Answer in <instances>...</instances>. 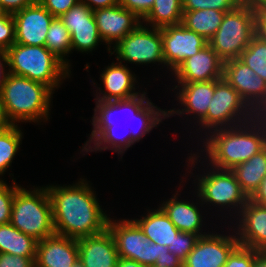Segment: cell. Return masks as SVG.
Returning <instances> with one entry per match:
<instances>
[{
  "mask_svg": "<svg viewBox=\"0 0 266 267\" xmlns=\"http://www.w3.org/2000/svg\"><path fill=\"white\" fill-rule=\"evenodd\" d=\"M88 182L80 178L72 185H46L56 234L79 239L108 228L110 215L100 206L96 191Z\"/></svg>",
  "mask_w": 266,
  "mask_h": 267,
  "instance_id": "obj_1",
  "label": "cell"
},
{
  "mask_svg": "<svg viewBox=\"0 0 266 267\" xmlns=\"http://www.w3.org/2000/svg\"><path fill=\"white\" fill-rule=\"evenodd\" d=\"M200 134L202 138L197 142H203L199 150L203 155L199 151L190 153L185 162L188 170L190 167L194 170L202 159L217 169L232 170L266 147V120L263 116H255L240 125L213 130L207 136Z\"/></svg>",
  "mask_w": 266,
  "mask_h": 267,
  "instance_id": "obj_2",
  "label": "cell"
},
{
  "mask_svg": "<svg viewBox=\"0 0 266 267\" xmlns=\"http://www.w3.org/2000/svg\"><path fill=\"white\" fill-rule=\"evenodd\" d=\"M54 92L45 84L10 73L0 95L13 125L48 121Z\"/></svg>",
  "mask_w": 266,
  "mask_h": 267,
  "instance_id": "obj_3",
  "label": "cell"
},
{
  "mask_svg": "<svg viewBox=\"0 0 266 267\" xmlns=\"http://www.w3.org/2000/svg\"><path fill=\"white\" fill-rule=\"evenodd\" d=\"M6 55L10 73L41 82L53 92L72 75L71 69L46 46L14 43L6 50Z\"/></svg>",
  "mask_w": 266,
  "mask_h": 267,
  "instance_id": "obj_4",
  "label": "cell"
},
{
  "mask_svg": "<svg viewBox=\"0 0 266 267\" xmlns=\"http://www.w3.org/2000/svg\"><path fill=\"white\" fill-rule=\"evenodd\" d=\"M33 188L27 190L20 186L16 190L10 223L41 241L55 233L52 204L46 186Z\"/></svg>",
  "mask_w": 266,
  "mask_h": 267,
  "instance_id": "obj_5",
  "label": "cell"
},
{
  "mask_svg": "<svg viewBox=\"0 0 266 267\" xmlns=\"http://www.w3.org/2000/svg\"><path fill=\"white\" fill-rule=\"evenodd\" d=\"M205 166L207 167L203 171L204 173L196 175L195 180H193L196 187V193L193 195L200 198L201 203L206 204L205 206L212 205L213 207L216 206L215 209L219 208L216 211L220 210L221 212V210L229 209L230 220L233 222L231 217L234 219L239 215L249 197L242 190L231 170L217 169L208 163Z\"/></svg>",
  "mask_w": 266,
  "mask_h": 267,
  "instance_id": "obj_6",
  "label": "cell"
},
{
  "mask_svg": "<svg viewBox=\"0 0 266 267\" xmlns=\"http://www.w3.org/2000/svg\"><path fill=\"white\" fill-rule=\"evenodd\" d=\"M256 113L241 98L224 77L216 80L215 91L206 117L198 124L207 136L211 131L229 128L252 120Z\"/></svg>",
  "mask_w": 266,
  "mask_h": 267,
  "instance_id": "obj_7",
  "label": "cell"
},
{
  "mask_svg": "<svg viewBox=\"0 0 266 267\" xmlns=\"http://www.w3.org/2000/svg\"><path fill=\"white\" fill-rule=\"evenodd\" d=\"M255 10L238 6L225 13L208 44L223 62L239 58L255 36Z\"/></svg>",
  "mask_w": 266,
  "mask_h": 267,
  "instance_id": "obj_8",
  "label": "cell"
},
{
  "mask_svg": "<svg viewBox=\"0 0 266 267\" xmlns=\"http://www.w3.org/2000/svg\"><path fill=\"white\" fill-rule=\"evenodd\" d=\"M112 219V220H111ZM108 229L113 235L119 258L134 260L153 267L156 259L169 252L168 247L151 242L131 219L109 218Z\"/></svg>",
  "mask_w": 266,
  "mask_h": 267,
  "instance_id": "obj_9",
  "label": "cell"
},
{
  "mask_svg": "<svg viewBox=\"0 0 266 267\" xmlns=\"http://www.w3.org/2000/svg\"><path fill=\"white\" fill-rule=\"evenodd\" d=\"M110 50L109 54L116 55V60L122 64L148 65L157 62L165 67L161 28L143 25V22Z\"/></svg>",
  "mask_w": 266,
  "mask_h": 267,
  "instance_id": "obj_10",
  "label": "cell"
},
{
  "mask_svg": "<svg viewBox=\"0 0 266 267\" xmlns=\"http://www.w3.org/2000/svg\"><path fill=\"white\" fill-rule=\"evenodd\" d=\"M224 79L234 87L256 116L266 114V82L238 58L224 62Z\"/></svg>",
  "mask_w": 266,
  "mask_h": 267,
  "instance_id": "obj_11",
  "label": "cell"
},
{
  "mask_svg": "<svg viewBox=\"0 0 266 267\" xmlns=\"http://www.w3.org/2000/svg\"><path fill=\"white\" fill-rule=\"evenodd\" d=\"M147 91L126 100L95 101L94 115L92 116V131L84 143L82 151L107 127L114 124L127 126L131 120L149 101ZM128 119V120H127Z\"/></svg>",
  "mask_w": 266,
  "mask_h": 267,
  "instance_id": "obj_12",
  "label": "cell"
},
{
  "mask_svg": "<svg viewBox=\"0 0 266 267\" xmlns=\"http://www.w3.org/2000/svg\"><path fill=\"white\" fill-rule=\"evenodd\" d=\"M163 57L171 74L187 59L208 45V41L184 25H168L161 28Z\"/></svg>",
  "mask_w": 266,
  "mask_h": 267,
  "instance_id": "obj_13",
  "label": "cell"
},
{
  "mask_svg": "<svg viewBox=\"0 0 266 267\" xmlns=\"http://www.w3.org/2000/svg\"><path fill=\"white\" fill-rule=\"evenodd\" d=\"M232 231V235L210 232L199 237L183 261V267H223L228 256L239 245L234 229Z\"/></svg>",
  "mask_w": 266,
  "mask_h": 267,
  "instance_id": "obj_14",
  "label": "cell"
},
{
  "mask_svg": "<svg viewBox=\"0 0 266 267\" xmlns=\"http://www.w3.org/2000/svg\"><path fill=\"white\" fill-rule=\"evenodd\" d=\"M59 18L71 34V53H92L103 42L93 11L86 4L79 2Z\"/></svg>",
  "mask_w": 266,
  "mask_h": 267,
  "instance_id": "obj_15",
  "label": "cell"
},
{
  "mask_svg": "<svg viewBox=\"0 0 266 267\" xmlns=\"http://www.w3.org/2000/svg\"><path fill=\"white\" fill-rule=\"evenodd\" d=\"M216 80L201 81L192 83H178L173 85V90H177L175 96L179 101L181 109H169L167 110V119L169 117L184 116L187 119L192 118L195 120L194 124H198L206 117L209 103L212 100L215 91ZM179 90V91H178ZM176 114V115H175ZM186 114V116H185ZM197 118V119H196Z\"/></svg>",
  "mask_w": 266,
  "mask_h": 267,
  "instance_id": "obj_16",
  "label": "cell"
},
{
  "mask_svg": "<svg viewBox=\"0 0 266 267\" xmlns=\"http://www.w3.org/2000/svg\"><path fill=\"white\" fill-rule=\"evenodd\" d=\"M15 43L29 46H45L49 26L55 18L38 0L13 14Z\"/></svg>",
  "mask_w": 266,
  "mask_h": 267,
  "instance_id": "obj_17",
  "label": "cell"
},
{
  "mask_svg": "<svg viewBox=\"0 0 266 267\" xmlns=\"http://www.w3.org/2000/svg\"><path fill=\"white\" fill-rule=\"evenodd\" d=\"M93 14L99 35L107 45L108 53L112 47L142 23L134 12L125 9L120 3L113 7L94 10Z\"/></svg>",
  "mask_w": 266,
  "mask_h": 267,
  "instance_id": "obj_18",
  "label": "cell"
},
{
  "mask_svg": "<svg viewBox=\"0 0 266 267\" xmlns=\"http://www.w3.org/2000/svg\"><path fill=\"white\" fill-rule=\"evenodd\" d=\"M130 68L125 64L113 62L111 65L105 67L100 74V80L103 83L104 90L97 87L95 95V101H117L133 98L142 92L135 91L137 84V76L132 73ZM136 82V84H135Z\"/></svg>",
  "mask_w": 266,
  "mask_h": 267,
  "instance_id": "obj_19",
  "label": "cell"
},
{
  "mask_svg": "<svg viewBox=\"0 0 266 267\" xmlns=\"http://www.w3.org/2000/svg\"><path fill=\"white\" fill-rule=\"evenodd\" d=\"M224 62L208 44L187 58L173 73L175 83L212 81L223 78Z\"/></svg>",
  "mask_w": 266,
  "mask_h": 267,
  "instance_id": "obj_20",
  "label": "cell"
},
{
  "mask_svg": "<svg viewBox=\"0 0 266 267\" xmlns=\"http://www.w3.org/2000/svg\"><path fill=\"white\" fill-rule=\"evenodd\" d=\"M232 227L239 245L257 251H266V207L252 202L250 199L237 216Z\"/></svg>",
  "mask_w": 266,
  "mask_h": 267,
  "instance_id": "obj_21",
  "label": "cell"
},
{
  "mask_svg": "<svg viewBox=\"0 0 266 267\" xmlns=\"http://www.w3.org/2000/svg\"><path fill=\"white\" fill-rule=\"evenodd\" d=\"M78 260L75 238L54 233L37 242L35 267H72Z\"/></svg>",
  "mask_w": 266,
  "mask_h": 267,
  "instance_id": "obj_22",
  "label": "cell"
},
{
  "mask_svg": "<svg viewBox=\"0 0 266 267\" xmlns=\"http://www.w3.org/2000/svg\"><path fill=\"white\" fill-rule=\"evenodd\" d=\"M79 261L84 267H116L119 255L112 233H102L77 239Z\"/></svg>",
  "mask_w": 266,
  "mask_h": 267,
  "instance_id": "obj_23",
  "label": "cell"
},
{
  "mask_svg": "<svg viewBox=\"0 0 266 267\" xmlns=\"http://www.w3.org/2000/svg\"><path fill=\"white\" fill-rule=\"evenodd\" d=\"M180 191H175L176 193L173 194V197L166 201L163 200L159 206L179 231L194 233L199 237L209 234V230L207 233L206 230L203 232L202 229L205 220H203L204 216L200 213L202 211L199 210L201 209L200 205L201 207L203 206L200 198L195 200V202L198 200L197 203L193 202V200L192 202L191 200L187 201L188 199L180 200L178 198L180 196L178 192Z\"/></svg>",
  "mask_w": 266,
  "mask_h": 267,
  "instance_id": "obj_24",
  "label": "cell"
},
{
  "mask_svg": "<svg viewBox=\"0 0 266 267\" xmlns=\"http://www.w3.org/2000/svg\"><path fill=\"white\" fill-rule=\"evenodd\" d=\"M132 219L151 242L168 247L173 244L179 230L158 205L157 209L147 210L146 215Z\"/></svg>",
  "mask_w": 266,
  "mask_h": 267,
  "instance_id": "obj_25",
  "label": "cell"
},
{
  "mask_svg": "<svg viewBox=\"0 0 266 267\" xmlns=\"http://www.w3.org/2000/svg\"><path fill=\"white\" fill-rule=\"evenodd\" d=\"M231 171L242 190L250 198L266 175V147L246 162L235 166Z\"/></svg>",
  "mask_w": 266,
  "mask_h": 267,
  "instance_id": "obj_26",
  "label": "cell"
},
{
  "mask_svg": "<svg viewBox=\"0 0 266 267\" xmlns=\"http://www.w3.org/2000/svg\"><path fill=\"white\" fill-rule=\"evenodd\" d=\"M120 128V129H119ZM92 144V145H91ZM131 147V133L127 126H121L120 124H114L105 128L91 143L88 145L82 153L83 155L88 152H101L105 150H111L119 155L123 156L126 150Z\"/></svg>",
  "mask_w": 266,
  "mask_h": 267,
  "instance_id": "obj_27",
  "label": "cell"
},
{
  "mask_svg": "<svg viewBox=\"0 0 266 267\" xmlns=\"http://www.w3.org/2000/svg\"><path fill=\"white\" fill-rule=\"evenodd\" d=\"M37 240L24 234L11 223L0 225V253L36 257Z\"/></svg>",
  "mask_w": 266,
  "mask_h": 267,
  "instance_id": "obj_28",
  "label": "cell"
},
{
  "mask_svg": "<svg viewBox=\"0 0 266 267\" xmlns=\"http://www.w3.org/2000/svg\"><path fill=\"white\" fill-rule=\"evenodd\" d=\"M225 13L214 9L183 11L181 24L209 41L220 27Z\"/></svg>",
  "mask_w": 266,
  "mask_h": 267,
  "instance_id": "obj_29",
  "label": "cell"
},
{
  "mask_svg": "<svg viewBox=\"0 0 266 267\" xmlns=\"http://www.w3.org/2000/svg\"><path fill=\"white\" fill-rule=\"evenodd\" d=\"M167 118V109H161L150 100L129 122L131 147ZM138 126V127H137Z\"/></svg>",
  "mask_w": 266,
  "mask_h": 267,
  "instance_id": "obj_30",
  "label": "cell"
},
{
  "mask_svg": "<svg viewBox=\"0 0 266 267\" xmlns=\"http://www.w3.org/2000/svg\"><path fill=\"white\" fill-rule=\"evenodd\" d=\"M182 15V0H154L152 9L142 22L151 27L162 28L180 24Z\"/></svg>",
  "mask_w": 266,
  "mask_h": 267,
  "instance_id": "obj_31",
  "label": "cell"
},
{
  "mask_svg": "<svg viewBox=\"0 0 266 267\" xmlns=\"http://www.w3.org/2000/svg\"><path fill=\"white\" fill-rule=\"evenodd\" d=\"M45 46L69 69L71 68L70 60L65 58L71 54V34L59 17H55L49 26Z\"/></svg>",
  "mask_w": 266,
  "mask_h": 267,
  "instance_id": "obj_32",
  "label": "cell"
},
{
  "mask_svg": "<svg viewBox=\"0 0 266 267\" xmlns=\"http://www.w3.org/2000/svg\"><path fill=\"white\" fill-rule=\"evenodd\" d=\"M23 132L17 125L0 131V176H4L7 169L11 166L13 159L19 151L22 143ZM4 181L5 179H1Z\"/></svg>",
  "mask_w": 266,
  "mask_h": 267,
  "instance_id": "obj_33",
  "label": "cell"
},
{
  "mask_svg": "<svg viewBox=\"0 0 266 267\" xmlns=\"http://www.w3.org/2000/svg\"><path fill=\"white\" fill-rule=\"evenodd\" d=\"M238 59L266 82V42L254 36Z\"/></svg>",
  "mask_w": 266,
  "mask_h": 267,
  "instance_id": "obj_34",
  "label": "cell"
},
{
  "mask_svg": "<svg viewBox=\"0 0 266 267\" xmlns=\"http://www.w3.org/2000/svg\"><path fill=\"white\" fill-rule=\"evenodd\" d=\"M239 6L237 0H182L183 11L214 9L230 12Z\"/></svg>",
  "mask_w": 266,
  "mask_h": 267,
  "instance_id": "obj_35",
  "label": "cell"
},
{
  "mask_svg": "<svg viewBox=\"0 0 266 267\" xmlns=\"http://www.w3.org/2000/svg\"><path fill=\"white\" fill-rule=\"evenodd\" d=\"M12 179V185L6 184V181H0V225L11 222L12 205L16 190L20 187Z\"/></svg>",
  "mask_w": 266,
  "mask_h": 267,
  "instance_id": "obj_36",
  "label": "cell"
},
{
  "mask_svg": "<svg viewBox=\"0 0 266 267\" xmlns=\"http://www.w3.org/2000/svg\"><path fill=\"white\" fill-rule=\"evenodd\" d=\"M198 238L197 234L179 231L175 236L173 244L168 246L169 252L174 253L184 261L193 250Z\"/></svg>",
  "mask_w": 266,
  "mask_h": 267,
  "instance_id": "obj_37",
  "label": "cell"
},
{
  "mask_svg": "<svg viewBox=\"0 0 266 267\" xmlns=\"http://www.w3.org/2000/svg\"><path fill=\"white\" fill-rule=\"evenodd\" d=\"M260 251L238 245L228 256L223 267H253L255 256Z\"/></svg>",
  "mask_w": 266,
  "mask_h": 267,
  "instance_id": "obj_38",
  "label": "cell"
},
{
  "mask_svg": "<svg viewBox=\"0 0 266 267\" xmlns=\"http://www.w3.org/2000/svg\"><path fill=\"white\" fill-rule=\"evenodd\" d=\"M15 43V20L12 14L0 18V48L9 49Z\"/></svg>",
  "mask_w": 266,
  "mask_h": 267,
  "instance_id": "obj_39",
  "label": "cell"
},
{
  "mask_svg": "<svg viewBox=\"0 0 266 267\" xmlns=\"http://www.w3.org/2000/svg\"><path fill=\"white\" fill-rule=\"evenodd\" d=\"M54 17H60L80 0H38Z\"/></svg>",
  "mask_w": 266,
  "mask_h": 267,
  "instance_id": "obj_40",
  "label": "cell"
},
{
  "mask_svg": "<svg viewBox=\"0 0 266 267\" xmlns=\"http://www.w3.org/2000/svg\"><path fill=\"white\" fill-rule=\"evenodd\" d=\"M120 4L143 20L154 5V0H120Z\"/></svg>",
  "mask_w": 266,
  "mask_h": 267,
  "instance_id": "obj_41",
  "label": "cell"
},
{
  "mask_svg": "<svg viewBox=\"0 0 266 267\" xmlns=\"http://www.w3.org/2000/svg\"><path fill=\"white\" fill-rule=\"evenodd\" d=\"M35 258L0 253V267H35Z\"/></svg>",
  "mask_w": 266,
  "mask_h": 267,
  "instance_id": "obj_42",
  "label": "cell"
},
{
  "mask_svg": "<svg viewBox=\"0 0 266 267\" xmlns=\"http://www.w3.org/2000/svg\"><path fill=\"white\" fill-rule=\"evenodd\" d=\"M37 0H0L2 8L7 14H15L25 7L31 6Z\"/></svg>",
  "mask_w": 266,
  "mask_h": 267,
  "instance_id": "obj_43",
  "label": "cell"
},
{
  "mask_svg": "<svg viewBox=\"0 0 266 267\" xmlns=\"http://www.w3.org/2000/svg\"><path fill=\"white\" fill-rule=\"evenodd\" d=\"M255 37L266 42V9L255 10Z\"/></svg>",
  "mask_w": 266,
  "mask_h": 267,
  "instance_id": "obj_44",
  "label": "cell"
},
{
  "mask_svg": "<svg viewBox=\"0 0 266 267\" xmlns=\"http://www.w3.org/2000/svg\"><path fill=\"white\" fill-rule=\"evenodd\" d=\"M153 267H183V260L174 253L163 254L160 259H156Z\"/></svg>",
  "mask_w": 266,
  "mask_h": 267,
  "instance_id": "obj_45",
  "label": "cell"
},
{
  "mask_svg": "<svg viewBox=\"0 0 266 267\" xmlns=\"http://www.w3.org/2000/svg\"><path fill=\"white\" fill-rule=\"evenodd\" d=\"M80 2L86 4L92 11H94L116 6L120 3V0H80Z\"/></svg>",
  "mask_w": 266,
  "mask_h": 267,
  "instance_id": "obj_46",
  "label": "cell"
},
{
  "mask_svg": "<svg viewBox=\"0 0 266 267\" xmlns=\"http://www.w3.org/2000/svg\"><path fill=\"white\" fill-rule=\"evenodd\" d=\"M249 199L258 205L266 207V175L261 181L259 188Z\"/></svg>",
  "mask_w": 266,
  "mask_h": 267,
  "instance_id": "obj_47",
  "label": "cell"
},
{
  "mask_svg": "<svg viewBox=\"0 0 266 267\" xmlns=\"http://www.w3.org/2000/svg\"><path fill=\"white\" fill-rule=\"evenodd\" d=\"M9 74L10 72H9V67L7 63V55H6V51L3 50L0 53V90L3 88V85L5 84Z\"/></svg>",
  "mask_w": 266,
  "mask_h": 267,
  "instance_id": "obj_48",
  "label": "cell"
},
{
  "mask_svg": "<svg viewBox=\"0 0 266 267\" xmlns=\"http://www.w3.org/2000/svg\"><path fill=\"white\" fill-rule=\"evenodd\" d=\"M239 6L251 9H266V0H237Z\"/></svg>",
  "mask_w": 266,
  "mask_h": 267,
  "instance_id": "obj_49",
  "label": "cell"
},
{
  "mask_svg": "<svg viewBox=\"0 0 266 267\" xmlns=\"http://www.w3.org/2000/svg\"><path fill=\"white\" fill-rule=\"evenodd\" d=\"M13 124L12 122L9 120L6 110H5V106L3 104L1 95H0V131L5 130L9 127H11Z\"/></svg>",
  "mask_w": 266,
  "mask_h": 267,
  "instance_id": "obj_50",
  "label": "cell"
},
{
  "mask_svg": "<svg viewBox=\"0 0 266 267\" xmlns=\"http://www.w3.org/2000/svg\"><path fill=\"white\" fill-rule=\"evenodd\" d=\"M116 267H147L134 260L119 258Z\"/></svg>",
  "mask_w": 266,
  "mask_h": 267,
  "instance_id": "obj_51",
  "label": "cell"
},
{
  "mask_svg": "<svg viewBox=\"0 0 266 267\" xmlns=\"http://www.w3.org/2000/svg\"><path fill=\"white\" fill-rule=\"evenodd\" d=\"M253 267H266V251H260L255 256Z\"/></svg>",
  "mask_w": 266,
  "mask_h": 267,
  "instance_id": "obj_52",
  "label": "cell"
},
{
  "mask_svg": "<svg viewBox=\"0 0 266 267\" xmlns=\"http://www.w3.org/2000/svg\"><path fill=\"white\" fill-rule=\"evenodd\" d=\"M7 13L5 12V10L2 8L1 4H0V18L5 16Z\"/></svg>",
  "mask_w": 266,
  "mask_h": 267,
  "instance_id": "obj_53",
  "label": "cell"
},
{
  "mask_svg": "<svg viewBox=\"0 0 266 267\" xmlns=\"http://www.w3.org/2000/svg\"><path fill=\"white\" fill-rule=\"evenodd\" d=\"M72 267H84L78 260Z\"/></svg>",
  "mask_w": 266,
  "mask_h": 267,
  "instance_id": "obj_54",
  "label": "cell"
}]
</instances>
